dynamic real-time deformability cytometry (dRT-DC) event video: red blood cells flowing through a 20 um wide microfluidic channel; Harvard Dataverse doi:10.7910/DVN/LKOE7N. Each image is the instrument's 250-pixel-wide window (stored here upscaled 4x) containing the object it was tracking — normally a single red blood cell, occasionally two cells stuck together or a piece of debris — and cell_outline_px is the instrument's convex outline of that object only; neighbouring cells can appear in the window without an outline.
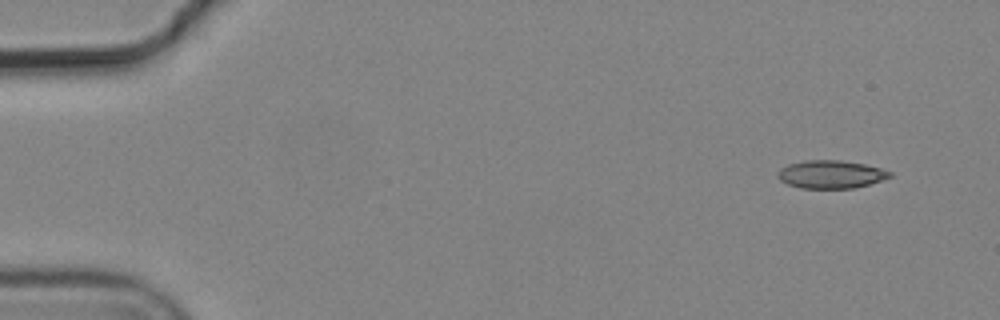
{"species": "common noctule bat (a hibernating species)", "species_latin": "Nyctalus noctula", "temperature_condition": "cold", "stored_images_in_passage": 9, "camera_frame_rate_fps": 3000, "um_per_image_px": 0.085, "animal": {"sex": "male", "body_mass_g": 19.2, "forearm_length_mm": 51.8}, "frame": {"image": 1, "passage_image": 1, "time_ms": 0.0, "image_size_px": [1000, 320], "cell_outline_px": [[892, 176], [868, 184], [852, 188], [800, 188], [788, 184], [780, 180], [776, 176], [776, 172], [780, 168], [788, 164], [804, 160], [840, 160], [864, 164], [880, 168], [892, 172]], "centroid_in_image_um": [70.57, 14.81], "position_along_channel_um": 14.4, "area_um2": 18.26}}
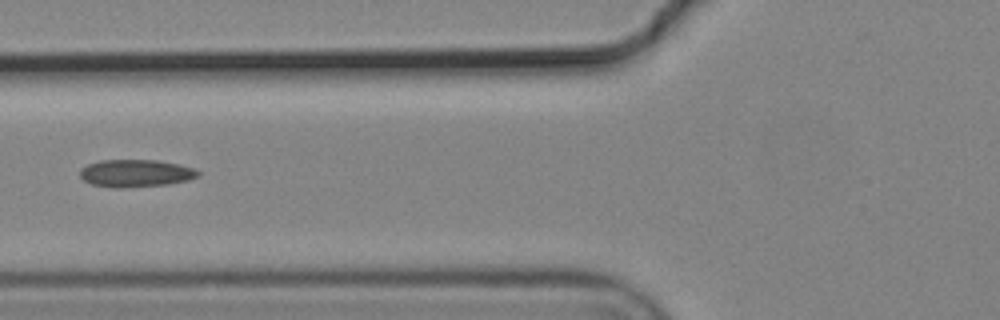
{"frame": {"image": 2, "passage_image": 6, "time_ms": 1.667, "image_size_px": [1000, 320], "cell_outline_px": [[200, 176], [188, 180], [168, 184], [124, 188], [116, 188], [92, 184], [84, 180], [80, 176], [80, 168], [88, 164], [100, 160], [156, 160], [180, 164], [192, 168], [200, 172]], "centroid_in_image_um": [11.54, 14.72], "position_along_channel_um": 114.3, "area_um2": 18.96}}
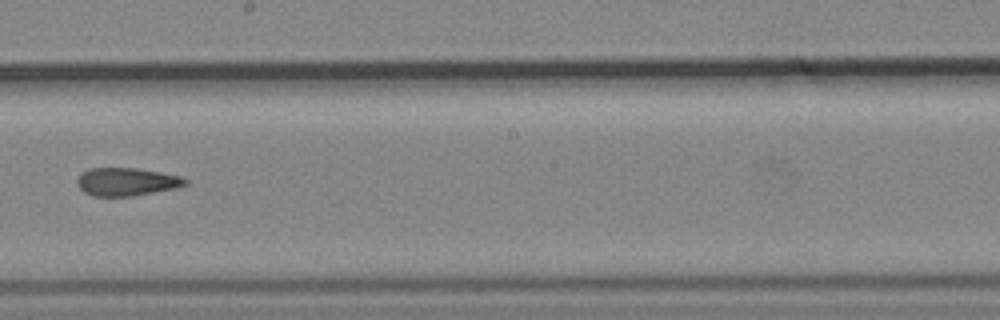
{"frame": {"image": 3, "passage_image": 9, "time_ms": 2.667, "image_size_px": [1000, 320], "cell_outline_px": [[188, 184], [176, 188], [132, 196], [92, 196], [84, 192], [76, 184], [76, 180], [80, 172], [88, 168], [136, 168], [160, 172], [180, 176], [188, 180]], "centroid_in_image_um": [10.72, 15.44], "position_along_channel_um": 237.5, "area_um2": 17.8}}